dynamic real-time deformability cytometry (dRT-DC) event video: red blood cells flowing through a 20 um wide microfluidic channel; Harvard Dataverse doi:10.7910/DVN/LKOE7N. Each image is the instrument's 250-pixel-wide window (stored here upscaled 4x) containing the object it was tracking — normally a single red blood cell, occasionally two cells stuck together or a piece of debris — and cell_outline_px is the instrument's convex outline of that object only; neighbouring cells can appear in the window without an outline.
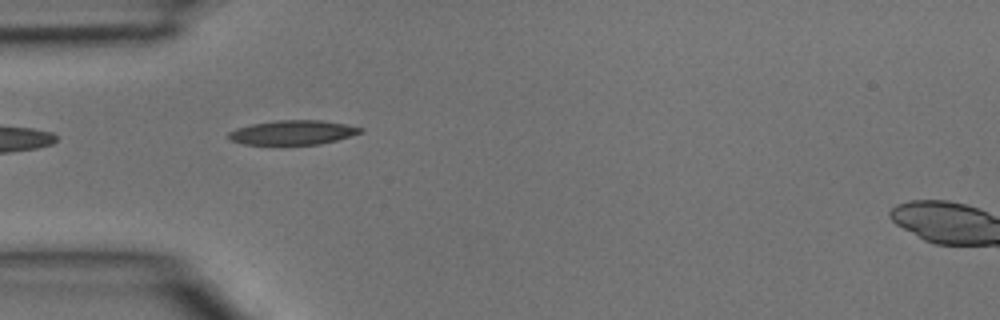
{"species": "common noctule bat (a hibernating species)", "species_latin": "Nyctalus noctula", "temperature_condition": "room temperature", "stored_images_in_passage": 2, "camera_frame_rate_fps": 3000, "um_per_image_px": 0.085, "animal": {"sex": "male", "body_mass_g": 15.6}, "frame": {"image": 1, "passage_image": 2, "time_ms": 0.333, "image_size_px": [1000, 320], "cell_outline_px": [[364, 132], [336, 140], [320, 144], [244, 144], [232, 140], [228, 136], [228, 132], [236, 128], [252, 124], [276, 120], [320, 120], [344, 124], [364, 128]], "centroid_in_image_um": [24.9, 11.25], "position_along_channel_um": 60.1, "area_um2": 18.55}}